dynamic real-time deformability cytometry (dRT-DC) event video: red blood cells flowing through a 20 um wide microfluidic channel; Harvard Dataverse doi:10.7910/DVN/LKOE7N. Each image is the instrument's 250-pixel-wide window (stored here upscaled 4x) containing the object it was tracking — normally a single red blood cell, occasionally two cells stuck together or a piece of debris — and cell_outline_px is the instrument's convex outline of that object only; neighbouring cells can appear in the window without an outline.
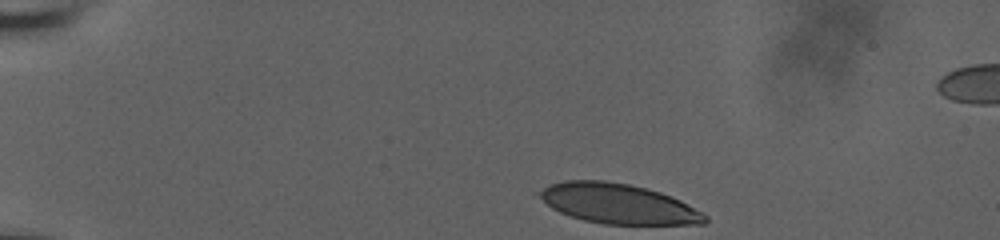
{"species": "human", "species_latin": "Homo sapiens", "temperature_condition": "room temperature", "stored_images_in_passage": 5, "camera_frame_rate_fps": 3000, "um_per_image_px": 0.085, "donor": {"sex": "male"}, "frame": {"image": 1, "passage_image": 1, "time_ms": 0.0, "image_size_px": [1000, 240], "cell_outline_px": [[708, 220], [704, 224], [604, 224], [584, 220], [560, 212], [552, 208], [532, 192], [552, 184], [564, 180], [604, 180], [628, 184], [660, 192], [672, 196], [704, 212], [708, 216]], "centroid_in_image_um": [52.54, 17.31], "position_along_channel_um": 32.5, "area_um2": 38.67}}
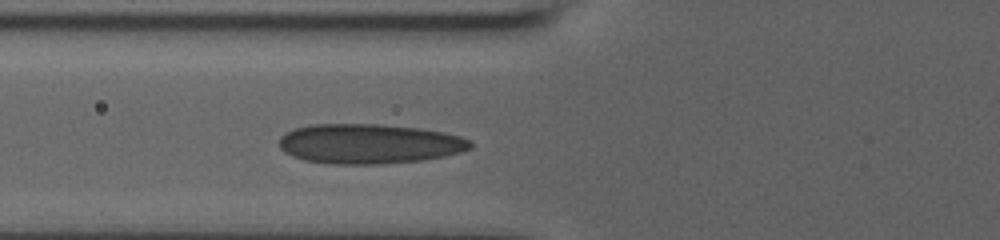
{"frame": {"image": 2, "passage_image": 5, "time_ms": 1.333, "image_size_px": [1000, 240], "cell_outline_px": [[472, 148], [460, 152], [444, 156], [424, 160], [384, 164], [328, 164], [304, 160], [292, 156], [284, 152], [280, 148], [280, 136], [284, 132], [296, 128], [312, 124], [380, 124], [420, 128], [444, 132], [460, 136], [472, 140]], "centroid_in_image_um": [31.38, 12.22], "position_along_channel_um": 94.4, "area_um2": 44.8}}